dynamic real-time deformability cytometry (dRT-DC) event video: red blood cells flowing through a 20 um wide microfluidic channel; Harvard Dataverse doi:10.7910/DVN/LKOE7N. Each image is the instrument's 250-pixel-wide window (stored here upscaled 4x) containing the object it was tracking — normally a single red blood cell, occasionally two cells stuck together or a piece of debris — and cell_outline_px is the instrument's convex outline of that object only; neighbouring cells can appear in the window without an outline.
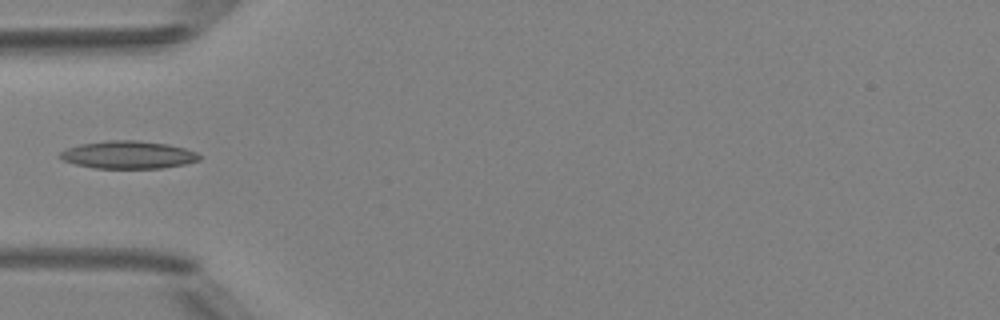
{"species": "Egyptian fruit bat (a non-hibernating species)", "species_latin": "Rousettus aegyptiacus", "temperature_condition": "room temperature", "stored_images_in_passage": 6, "camera_frame_rate_fps": 3000, "um_per_image_px": 0.085, "animal": {"sex": "female"}, "frame": {"image": 1, "passage_image": 5, "time_ms": 5.333, "image_size_px": [1000, 320], "cell_outline_px": [[200, 160], [184, 164], [160, 168], [92, 168], [76, 164], [64, 160], [60, 156], [60, 152], [64, 148], [80, 144], [108, 140], [136, 140], [168, 144], [184, 148], [196, 152], [200, 156]], "centroid_in_image_um": [10.88, 13.15], "position_along_channel_um": 74.1, "area_um2": 22.43}}
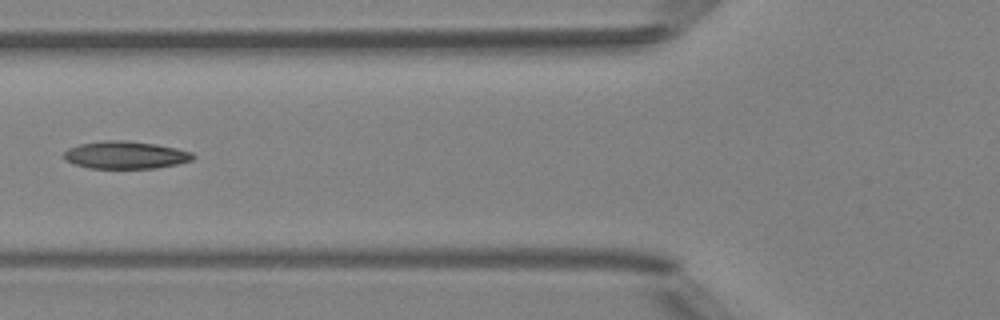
{"frame": {"image": 2, "passage_image": 6, "time_ms": 6.333, "image_size_px": [1000, 320], "cell_outline_px": [[196, 156], [192, 160], [176, 164], [156, 168], [88, 168], [64, 160], [64, 152], [68, 148], [80, 144], [104, 140], [128, 140], [156, 144], [176, 148], [192, 152]], "centroid_in_image_um": [10.67, 13.17], "position_along_channel_um": 115.1, "area_um2": 20.75}}